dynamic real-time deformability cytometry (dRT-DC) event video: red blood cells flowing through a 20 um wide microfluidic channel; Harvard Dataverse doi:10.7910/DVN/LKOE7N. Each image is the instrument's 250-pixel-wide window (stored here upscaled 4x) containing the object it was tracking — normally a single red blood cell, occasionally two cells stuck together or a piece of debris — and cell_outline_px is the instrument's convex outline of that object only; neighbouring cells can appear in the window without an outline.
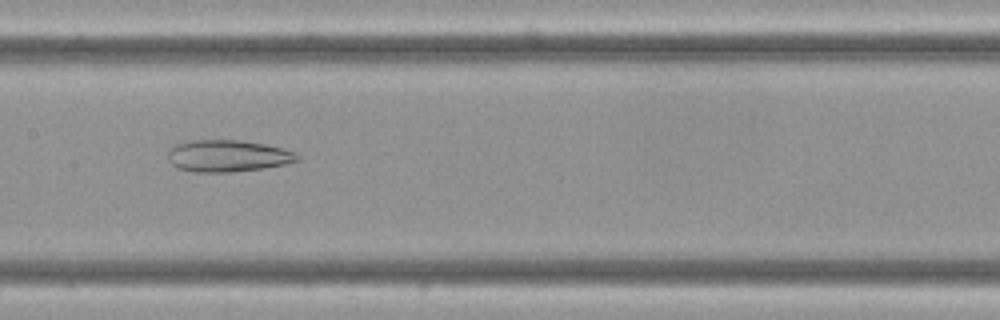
{"species": "Egyptian fruit bat (a non-hibernating species)", "species_latin": "Rousettus aegyptiacus", "temperature_condition": "cold", "stored_images_in_passage": 7, "camera_frame_rate_fps": 3000, "um_per_image_px": 0.085, "frame": {"image": 1, "passage_image": 6, "time_ms": 1.667, "image_size_px": [1000, 320], "cell_outline_px": [[300, 160], [284, 164], [260, 168], [228, 172], [196, 172], [176, 168], [168, 160], [168, 152], [176, 144], [184, 140], [240, 140], [264, 144], [296, 152], [300, 156]], "centroid_in_image_um": [19.32, 13.24], "position_along_channel_um": 188.1, "area_um2": 23.93}}
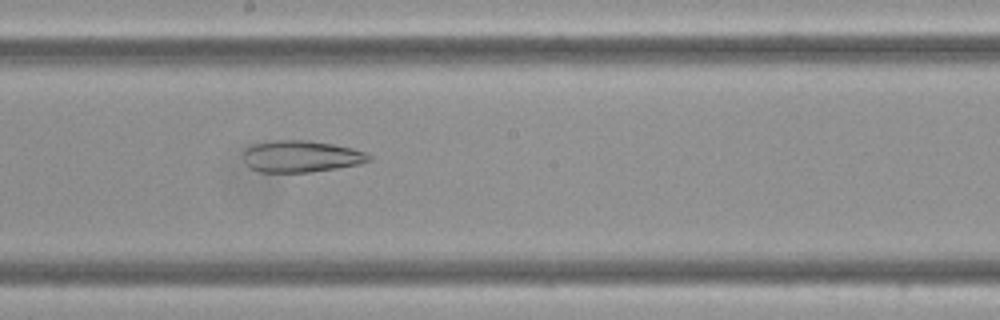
{"frame": {"image": 2, "passage_image": 7, "time_ms": 2.0, "image_size_px": [1000, 320], "cell_outline_px": [[372, 160], [360, 164], [336, 168], [308, 172], [260, 172], [252, 168], [248, 164], [244, 152], [248, 148], [256, 144], [272, 140], [308, 140], [332, 144], [352, 148], [364, 152], [372, 156]], "centroid_in_image_um": [25.66, 13.29], "position_along_channel_um": 222.5, "area_um2": 22.83}}